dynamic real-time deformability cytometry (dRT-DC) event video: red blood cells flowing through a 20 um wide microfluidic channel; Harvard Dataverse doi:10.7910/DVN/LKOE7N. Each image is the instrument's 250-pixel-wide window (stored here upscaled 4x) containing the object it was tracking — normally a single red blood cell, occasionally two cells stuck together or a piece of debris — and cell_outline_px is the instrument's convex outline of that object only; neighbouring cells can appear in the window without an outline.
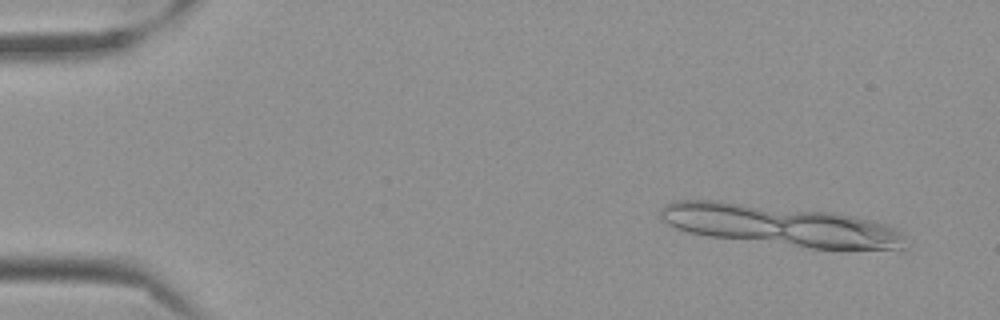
{"species": "Egyptian fruit bat (a non-hibernating species)", "species_latin": "Rousettus aegyptiacus", "temperature_condition": "cold", "stored_images_in_passage": 9, "camera_frame_rate_fps": 3000, "um_per_image_px": 0.085, "frame": {"image": 1, "passage_image": 4, "time_ms": 1.0, "image_size_px": [1000, 320], "cell_outline_px": [[908, 248], [904, 252], [900, 252], [812, 248], [708, 236], [688, 232], [676, 228], [668, 224], [660, 216], [660, 212], [664, 204], [676, 200], [720, 200], [832, 212], [852, 216], [884, 224], [900, 232]], "centroid_in_image_um": [66.42, 19.19], "position_along_channel_um": 18.6, "area_um2": 59.01}}